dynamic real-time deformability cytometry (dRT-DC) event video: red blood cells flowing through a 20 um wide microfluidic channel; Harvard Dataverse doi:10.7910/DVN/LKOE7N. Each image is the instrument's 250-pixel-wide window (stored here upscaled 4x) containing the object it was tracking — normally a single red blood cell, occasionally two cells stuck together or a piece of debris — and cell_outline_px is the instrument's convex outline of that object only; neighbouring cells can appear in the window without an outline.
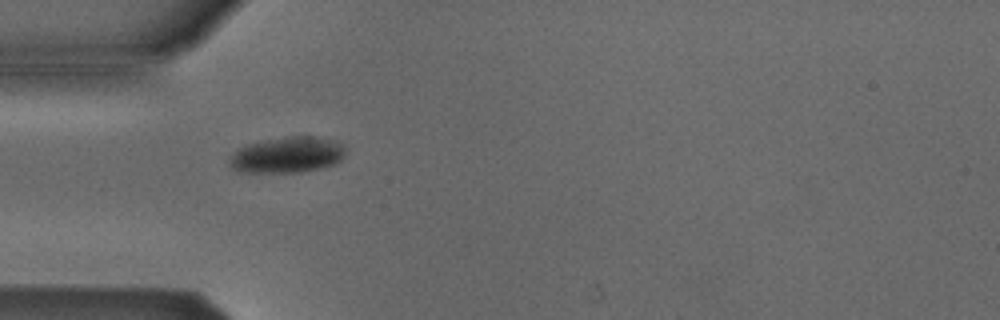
{"species": "Egyptian fruit bat (a non-hibernating species)", "species_latin": "Rousettus aegyptiacus", "temperature_condition": "cold", "stored_images_in_passage": 2, "camera_frame_rate_fps": 3000, "um_per_image_px": 0.085, "animal": {"sex": "male"}, "frame": {"image": 1, "passage_image": 1, "time_ms": 0.0, "image_size_px": [1000, 320], "cell_outline_px": [[344, 156], [336, 164], [300, 172], [240, 172], [232, 168], [232, 156], [240, 148], [248, 144], [268, 140], [292, 136], [324, 136], [336, 140], [344, 144]], "centroid_in_image_um": [24.52, 13.15], "position_along_channel_um": 60.5, "area_um2": 24.04}}
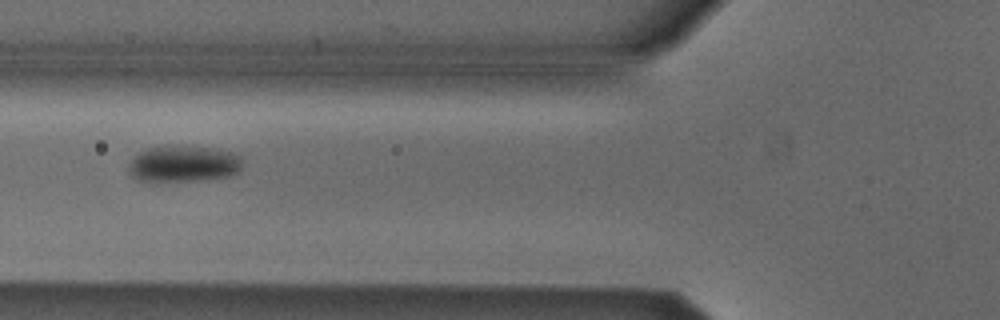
{"frame": {"image": 2, "passage_image": 2, "time_ms": 0.333, "image_size_px": [1000, 320], "cell_outline_px": [[240, 172], [232, 176], [196, 180], [136, 180], [128, 172], [128, 164], [144, 148], [164, 144], [212, 148], [232, 152], [240, 156]], "centroid_in_image_um": [15.58, 13.89], "position_along_channel_um": 110.2, "area_um2": 24.22}}